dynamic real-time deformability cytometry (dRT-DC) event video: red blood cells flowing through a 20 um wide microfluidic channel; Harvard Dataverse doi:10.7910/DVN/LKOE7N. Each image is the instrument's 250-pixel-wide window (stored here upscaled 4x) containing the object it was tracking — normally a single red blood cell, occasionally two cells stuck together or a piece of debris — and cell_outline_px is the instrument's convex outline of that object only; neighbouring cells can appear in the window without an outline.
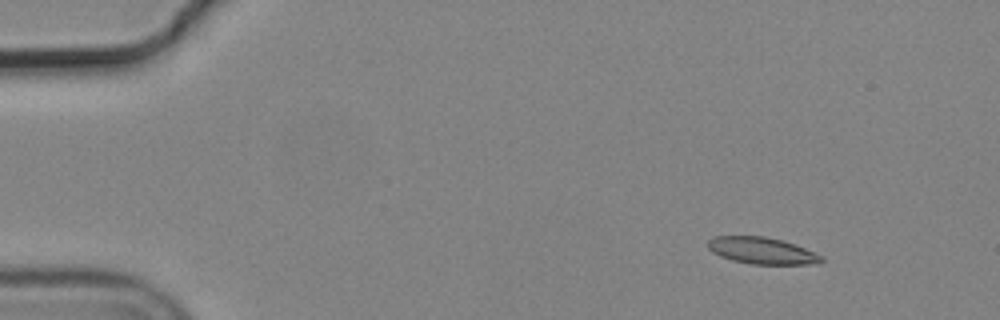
{"species": "common noctule bat (a hibernating species)", "species_latin": "Nyctalus noctula", "temperature_condition": "cold", "stored_images_in_passage": 7, "camera_frame_rate_fps": 3000, "um_per_image_px": 0.085, "animal": {"sex": "male", "body_mass_g": 19.2, "forearm_length_mm": 51.8}, "frame": {"image": 1, "passage_image": 2, "time_ms": 0.333, "image_size_px": [1000, 320], "cell_outline_px": [[824, 260], [808, 264], [752, 264], [732, 260], [720, 256], [712, 252], [708, 248], [708, 240], [712, 236], [764, 236], [780, 240], [804, 248], [824, 256]], "centroid_in_image_um": [64.71, 21.3], "position_along_channel_um": 20.3, "area_um2": 17.46}}
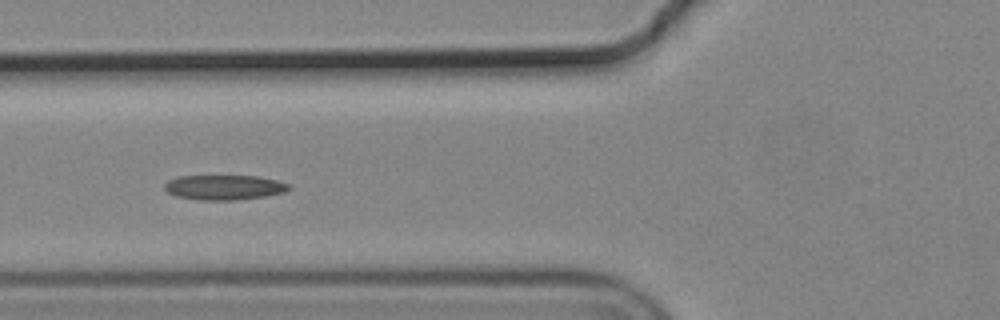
{"frame": {"image": 2, "passage_image": 6, "time_ms": 1.667, "image_size_px": [1000, 320], "cell_outline_px": [[292, 188], [284, 192], [264, 196], [236, 200], [200, 200], [176, 196], [168, 192], [164, 188], [164, 184], [168, 180], [176, 176], [260, 176], [276, 180], [288, 184]], "centroid_in_image_um": [19.04, 15.92], "position_along_channel_um": 106.8, "area_um2": 18.03}}
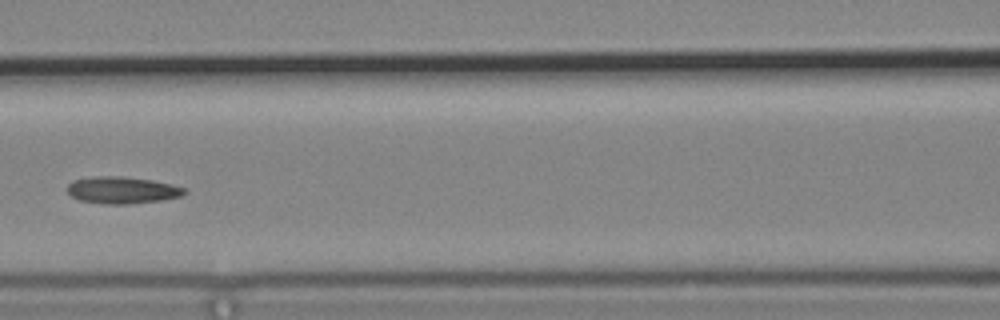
{"frame": {"image": 3, "passage_image": 7, "time_ms": 2.0, "image_size_px": [1000, 320], "cell_outline_px": [[188, 192], [180, 196], [160, 200], [128, 204], [104, 204], [80, 200], [72, 196], [64, 188], [72, 180], [96, 176], [120, 176], [152, 180], [172, 184], [184, 188]], "centroid_in_image_um": [10.35, 16.15], "position_along_channel_um": 156.3, "area_um2": 18.38}}